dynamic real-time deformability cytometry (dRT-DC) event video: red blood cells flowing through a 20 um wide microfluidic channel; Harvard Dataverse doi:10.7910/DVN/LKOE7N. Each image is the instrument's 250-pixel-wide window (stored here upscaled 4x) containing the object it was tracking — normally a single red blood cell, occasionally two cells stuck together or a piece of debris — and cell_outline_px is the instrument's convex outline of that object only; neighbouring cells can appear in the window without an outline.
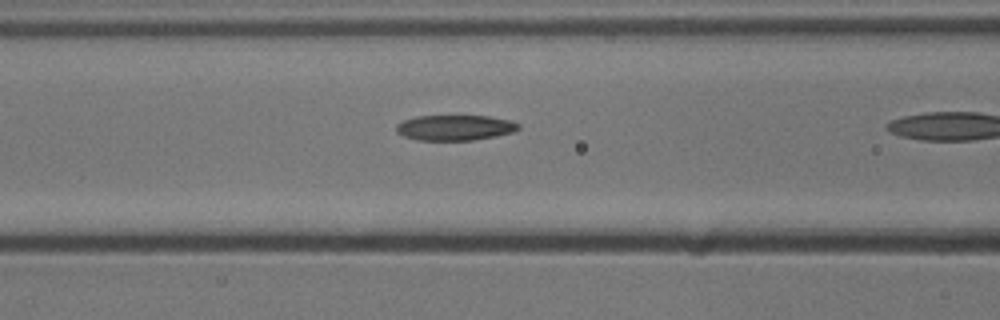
{"species": "common noctule bat (a hibernating species)", "species_latin": "Nyctalus noctula", "temperature_condition": "cold", "stored_images_in_passage": 26, "camera_frame_rate_fps": 3000, "um_per_image_px": 0.085, "animal": {"sex": "male", "body_mass_g": 13.3}, "frame": {"image": 1, "passage_image": 15, "time_ms": 4.667, "image_size_px": [1000, 320], "cell_outline_px": [[520, 128], [516, 132], [496, 136], [472, 140], [416, 140], [404, 136], [396, 132], [396, 124], [404, 120], [416, 116], [488, 116], [512, 120], [520, 124]], "centroid_in_image_um": [38.7, 10.85], "position_along_channel_um": 127.9, "area_um2": 18.26}}